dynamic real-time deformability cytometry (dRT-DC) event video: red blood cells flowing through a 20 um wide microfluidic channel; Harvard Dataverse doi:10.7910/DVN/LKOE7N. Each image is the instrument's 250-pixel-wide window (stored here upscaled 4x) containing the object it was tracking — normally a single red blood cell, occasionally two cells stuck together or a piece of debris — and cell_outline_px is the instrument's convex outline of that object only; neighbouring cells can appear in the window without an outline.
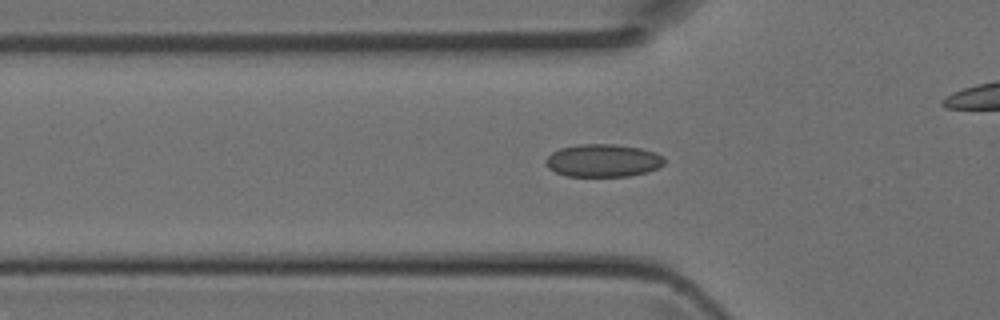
{"species": "Egyptian fruit bat (a non-hibernating species)", "species_latin": "Rousettus aegyptiacus", "temperature_condition": "room temperature", "stored_images_in_passage": 38, "camera_frame_rate_fps": 3000, "um_per_image_px": 0.085, "animal": {"sex": "female"}, "frame": {"image": 1, "passage_image": 8, "time_ms": 2.333, "image_size_px": [1000, 320], "cell_outline_px": [[660, 164], [652, 168], [636, 172], [616, 176], [576, 176], [560, 172], [552, 168], [548, 164], [636, 152], [644, 152], [660, 160]], "centroid_in_image_um": [51.7, 14.03], "position_along_channel_um": 74.1, "area_um2": 12.72}}
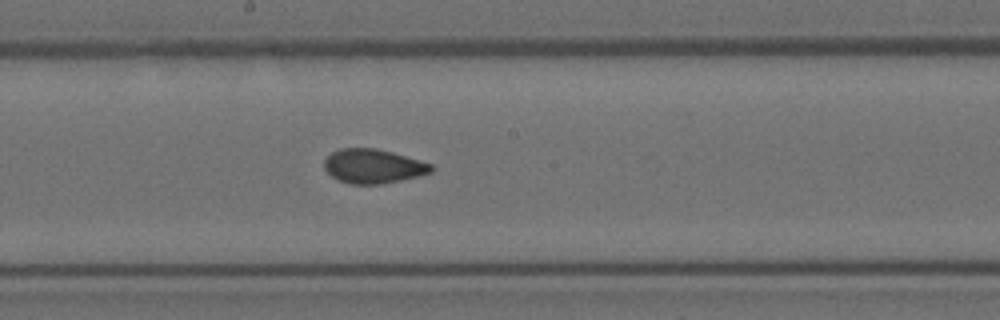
{"frame": {"image": 2, "passage_image": 17, "time_ms": 5.333, "image_size_px": [1000, 320], "cell_outline_px": [[428, 168], [424, 172], [384, 180], [348, 180], [332, 172], [328, 168], [328, 160], [344, 152], [380, 152], [428, 164]], "centroid_in_image_um": [31.75, 14.12], "position_along_channel_um": 216.4, "area_um2": 15.49}}
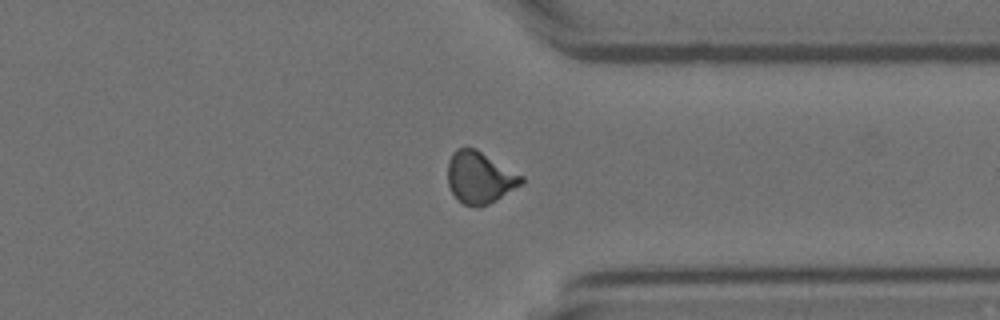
{"frame": {"image": 3, "passage_image": 27, "time_ms": 8.667, "image_size_px": [1000, 320], "cell_outline_px": [[520, 180], [516, 184], [496, 196], [480, 204], [468, 204], [460, 200], [452, 188], [452, 160], [468, 148], [476, 152], [520, 176]], "centroid_in_image_um": [40.77, 15.12], "position_along_channel_um": 370.6, "area_um2": 17.8}}